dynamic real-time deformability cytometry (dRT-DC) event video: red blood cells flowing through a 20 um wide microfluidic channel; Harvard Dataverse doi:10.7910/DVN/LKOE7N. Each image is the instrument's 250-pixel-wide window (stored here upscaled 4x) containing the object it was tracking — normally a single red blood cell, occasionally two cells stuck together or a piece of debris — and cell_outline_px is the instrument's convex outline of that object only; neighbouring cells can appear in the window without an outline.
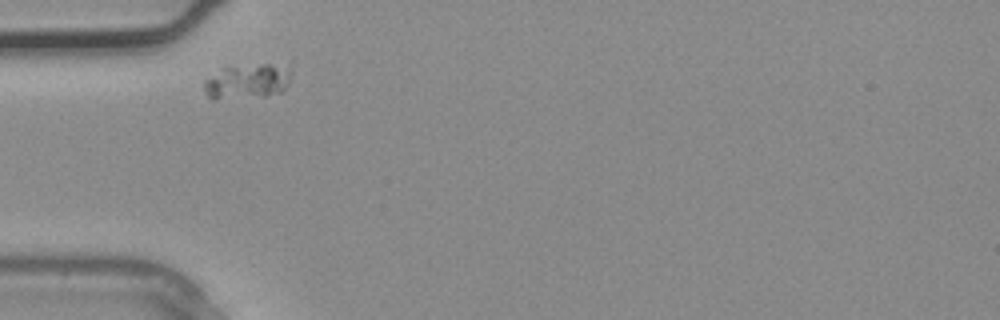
{"species": "common noctule bat (a hibernating species)", "species_latin": "Nyctalus noctula", "temperature_condition": "warm", "stored_images_in_passage": 1, "camera_frame_rate_fps": 3000, "um_per_image_px": 0.085, "animal": {"sex": "male", "body_mass_g": 20.4}, "frame": {"image": 1, "passage_image": 1, "time_ms": 0.0, "image_size_px": [1000, 320], "cell_outline_px": [[292, 76], [288, 84], [280, 92], [264, 96], [212, 100], [204, 92], [204, 80], [224, 68], [292, 60]], "centroid_in_image_um": [21.16, 6.87], "position_along_channel_um": 63.8, "area_um2": 18.5}}